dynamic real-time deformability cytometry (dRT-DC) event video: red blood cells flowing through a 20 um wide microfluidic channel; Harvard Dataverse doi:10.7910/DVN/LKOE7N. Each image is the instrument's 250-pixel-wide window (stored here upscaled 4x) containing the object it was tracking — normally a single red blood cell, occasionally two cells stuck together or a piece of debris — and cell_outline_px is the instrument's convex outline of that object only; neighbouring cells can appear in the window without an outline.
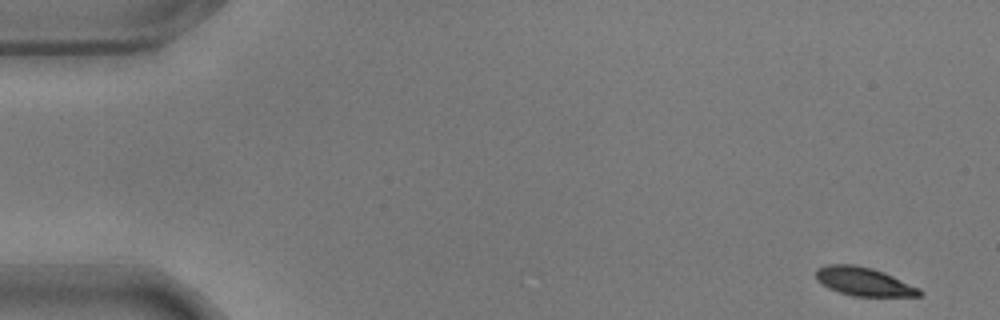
{"species": "common noctule bat (a hibernating species)", "species_latin": "Nyctalus noctula", "temperature_condition": "warm", "stored_images_in_passage": 57, "camera_frame_rate_fps": 3000, "um_per_image_px": 0.085, "animal": {"sex": "male", "body_mass_g": 17.9}, "frame": {"image": 1, "passage_image": 1, "time_ms": 0.0, "image_size_px": [1000, 320], "cell_outline_px": [[924, 292], [920, 296], [852, 296], [828, 288], [816, 280], [816, 268], [828, 264], [856, 264], [872, 268], [884, 272], [920, 288]], "centroid_in_image_um": [73.42, 23.92], "position_along_channel_um": 11.6, "area_um2": 17.34}}
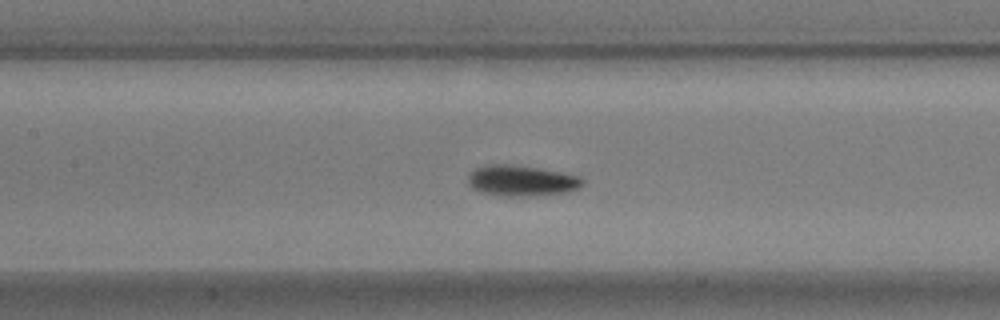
{"frame": {"image": 2, "passage_image": 25, "time_ms": 8.0, "image_size_px": [1000, 320], "cell_outline_px": [[584, 184], [580, 188], [564, 192], [520, 196], [504, 196], [480, 192], [472, 188], [468, 184], [468, 176], [476, 168], [484, 164], [512, 164], [560, 172], [580, 176], [584, 180]], "centroid_in_image_um": [44.3, 15.35], "position_along_channel_um": 163.1, "area_um2": 20.4}}
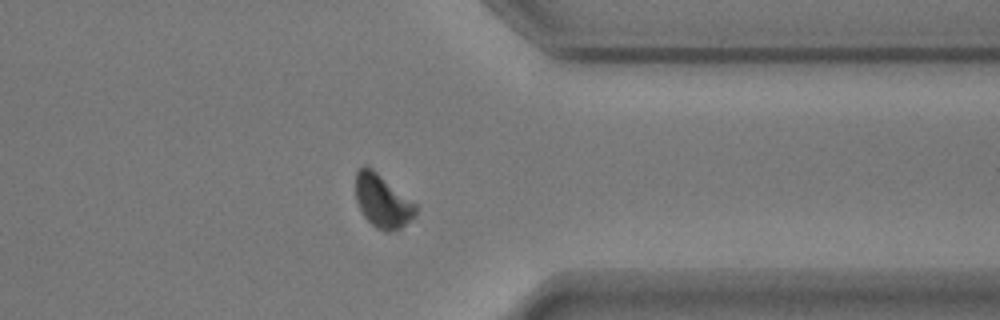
{"frame": {"image": 3, "passage_image": 44, "time_ms": 14.333, "image_size_px": [1000, 320], "cell_outline_px": [[420, 208], [400, 228], [388, 232], [384, 232], [376, 228], [364, 216], [356, 200], [356, 172], [364, 164], [372, 168], [416, 204]], "centroid_in_image_um": [32.49, 17.08], "position_along_channel_um": 378.9, "area_um2": 18.32}, "authors_computed_cell_mechanics": {"area_um2": 18.9006, "velocity_mm_per_s": 3.5132, "shape_relaxation_time_tau1_ms": 2.1607, "shape_relaxation_time_tau2_ms": 0.7664, "deformation_change_tau1": 0.1306, "deformation_change_tau2": 0.051}}